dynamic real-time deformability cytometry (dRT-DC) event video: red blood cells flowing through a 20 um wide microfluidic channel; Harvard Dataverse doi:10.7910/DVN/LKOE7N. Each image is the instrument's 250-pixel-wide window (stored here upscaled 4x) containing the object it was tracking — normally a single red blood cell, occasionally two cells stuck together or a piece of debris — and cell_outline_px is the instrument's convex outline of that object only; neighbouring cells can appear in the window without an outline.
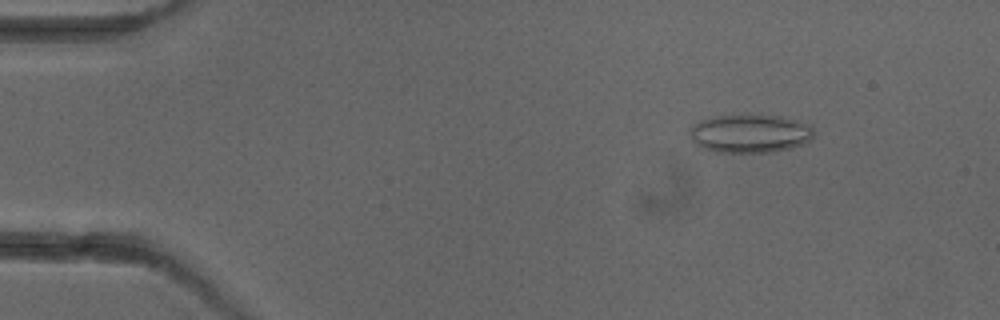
{"species": "common noctule bat (a hibernating species)", "species_latin": "Nyctalus noctula", "temperature_condition": "cold", "stored_images_in_passage": 6, "camera_frame_rate_fps": 3000, "um_per_image_px": 0.085, "animal": {"sex": "female"}, "frame": {"image": 1, "passage_image": 1, "time_ms": 0.0, "image_size_px": [1000, 320], "cell_outline_px": [[812, 136], [808, 140], [792, 148], [772, 152], [716, 152], [700, 148], [692, 140], [688, 132], [692, 124], [700, 120], [712, 116], [784, 116], [812, 124]], "centroid_in_image_um": [63.71, 11.35], "position_along_channel_um": 21.3, "area_um2": 27.8}}
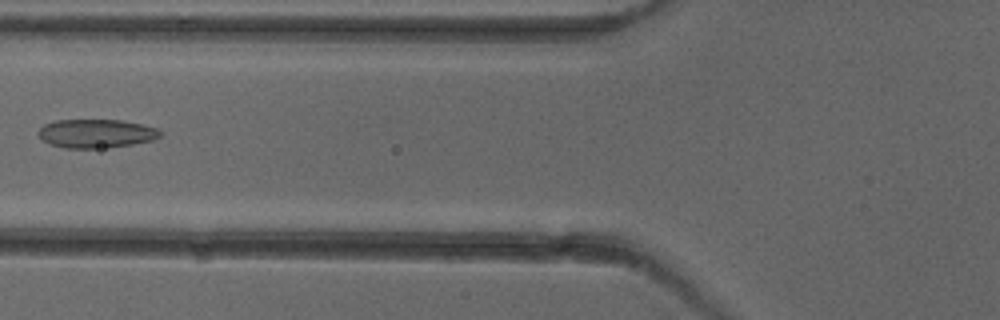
{"frame": {"image": 2, "passage_image": 5, "time_ms": 4.667, "image_size_px": [1000, 320], "cell_outline_px": [[160, 136], [152, 140], [132, 144], [100, 148], [64, 148], [48, 144], [36, 132], [44, 124], [56, 120], [120, 120], [140, 124], [156, 128], [160, 132]], "centroid_in_image_um": [8.12, 11.35], "position_along_channel_um": 117.7, "area_um2": 20.17}}
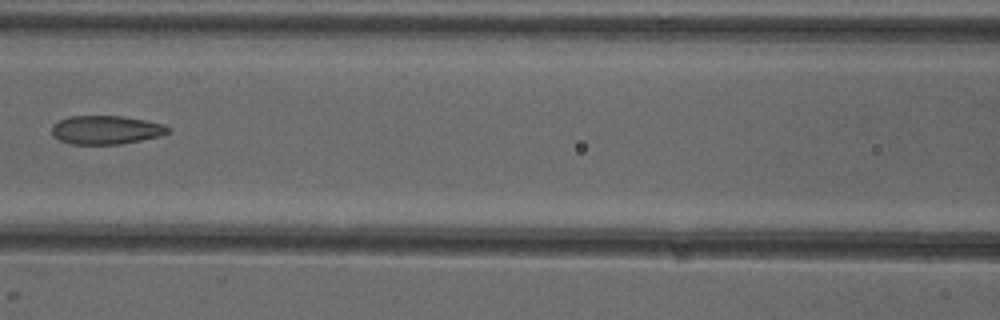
{"frame": {"image": 3, "passage_image": 6, "time_ms": 5.667, "image_size_px": [1000, 320], "cell_outline_px": [[172, 128], [168, 132], [160, 136], [120, 144], [72, 144], [60, 140], [52, 136], [52, 124], [68, 116], [124, 116], [164, 124]], "centroid_in_image_um": [9.0, 11.03], "position_along_channel_um": 157.6, "area_um2": 19.42}}